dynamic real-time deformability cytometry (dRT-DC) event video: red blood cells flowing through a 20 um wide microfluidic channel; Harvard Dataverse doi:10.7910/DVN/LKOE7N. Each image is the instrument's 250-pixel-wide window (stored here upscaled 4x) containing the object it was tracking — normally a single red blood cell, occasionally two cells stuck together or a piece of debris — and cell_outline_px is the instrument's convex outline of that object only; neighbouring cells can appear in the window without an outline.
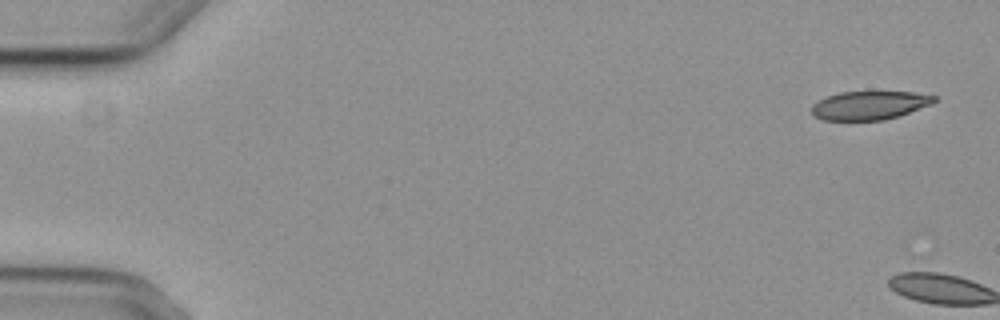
{"species": "common noctule bat (a hibernating species)", "species_latin": "Nyctalus noctula", "temperature_condition": "cold", "stored_images_in_passage": 2, "camera_frame_rate_fps": 3000, "um_per_image_px": 0.085, "animal": {"sex": "female", "body_mass_g": 29.2, "forearm_length_mm": 56.3}, "frame": {"image": 1, "passage_image": 1, "time_ms": 0.0, "image_size_px": [1000, 320], "cell_outline_px": [[936, 100], [932, 104], [900, 116], [884, 120], [824, 120], [812, 116], [812, 104], [828, 96], [840, 92], [912, 92], [936, 96]], "centroid_in_image_um": [73.91, 8.96], "position_along_channel_um": 11.1, "area_um2": 20.4}}